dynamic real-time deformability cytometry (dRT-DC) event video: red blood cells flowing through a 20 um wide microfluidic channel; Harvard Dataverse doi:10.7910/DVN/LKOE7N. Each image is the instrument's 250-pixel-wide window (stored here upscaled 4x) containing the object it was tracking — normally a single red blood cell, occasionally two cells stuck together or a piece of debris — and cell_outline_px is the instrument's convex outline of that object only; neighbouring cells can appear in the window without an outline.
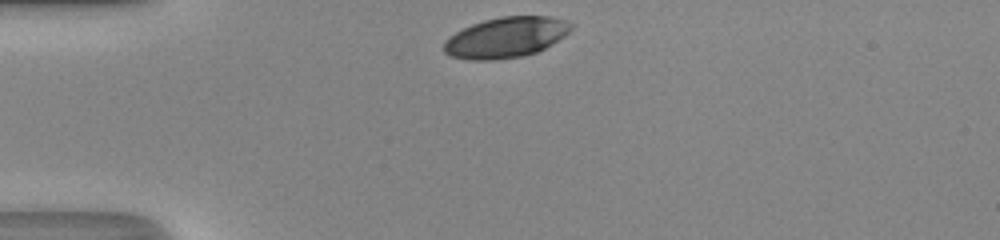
{"species": "human", "species_latin": "Homo sapiens", "temperature_condition": "room temperature", "stored_images_in_passage": 28, "camera_frame_rate_fps": 3000, "um_per_image_px": 0.085, "donor": {"sex": "male"}, "frame": {"image": 1, "passage_image": 1, "time_ms": 0.0, "image_size_px": [1000, 240], "cell_outline_px": [[572, 28], [564, 36], [552, 44], [536, 52], [524, 56], [496, 60], [472, 60], [448, 56], [444, 52], [444, 40], [448, 36], [472, 24], [484, 20], [500, 16], [548, 16], [564, 20], [572, 24]], "centroid_in_image_um": [42.97, 3.19], "position_along_channel_um": 42.0, "area_um2": 30.11}}
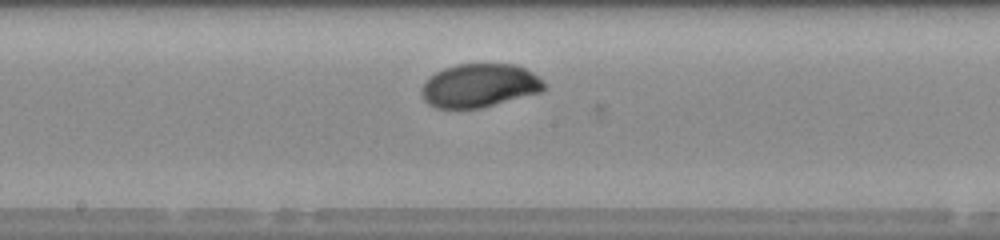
{"frame": {"image": 2, "passage_image": 15, "time_ms": 4.667, "image_size_px": [1000, 240], "cell_outline_px": [[548, 88], [540, 92], [480, 108], [436, 108], [428, 104], [424, 100], [420, 92], [420, 88], [436, 72], [444, 68], [456, 64], [516, 64], [532, 72]], "centroid_in_image_um": [40.73, 7.27], "position_along_channel_um": 207.5, "area_um2": 30.87}}
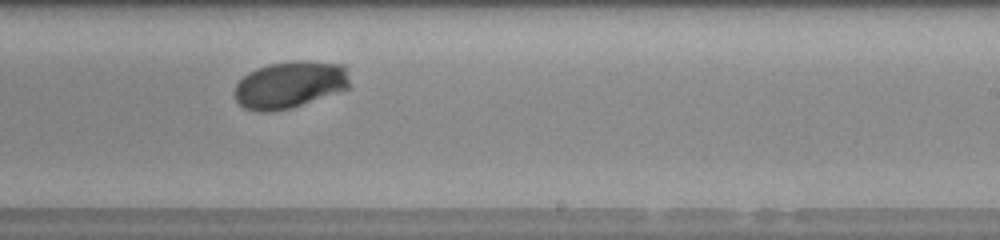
{"frame": {"image": 3, "passage_image": 19, "time_ms": 6.0, "image_size_px": [1000, 240], "cell_outline_px": [[352, 88], [292, 108], [272, 112], [260, 112], [244, 108], [236, 100], [236, 84], [248, 72], [256, 68], [268, 64], [296, 60], [308, 60], [344, 64]], "centroid_in_image_um": [24.68, 7.2], "position_along_channel_um": 264.3, "area_um2": 32.02}, "authors_computed_cell_mechanics": {"area_um2": 31.2987, "velocity_mm_per_s": 4.2958, "shape_relaxation_time_tau1_ms": 2.8358, "shape_relaxation_time_tau2_ms": null, "deformation_change_tau1": 0.1561, "deformation_change_tau2": null}}